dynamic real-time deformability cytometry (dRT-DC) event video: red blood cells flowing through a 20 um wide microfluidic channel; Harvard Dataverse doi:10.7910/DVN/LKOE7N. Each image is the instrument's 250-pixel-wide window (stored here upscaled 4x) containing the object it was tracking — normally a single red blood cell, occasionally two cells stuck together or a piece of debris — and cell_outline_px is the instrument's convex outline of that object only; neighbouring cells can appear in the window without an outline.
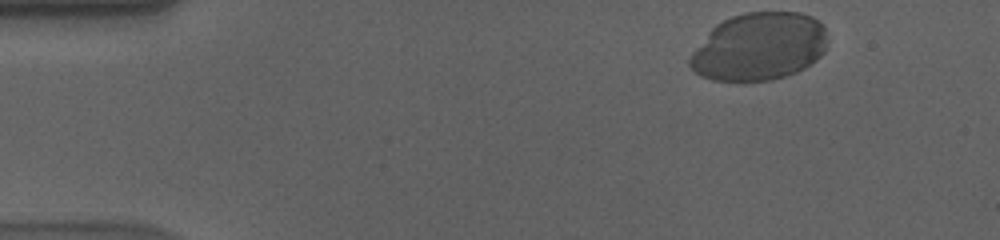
{"species": "human", "species_latin": "Homo sapiens", "temperature_condition": "cold", "stored_images_in_passage": 52, "camera_frame_rate_fps": 3000, "um_per_image_px": 0.085, "donor": {"sex": "male"}, "frame": {"image": 1, "passage_image": 1, "time_ms": 0.0, "image_size_px": [1000, 240], "cell_outline_px": [[828, 40], [824, 52], [816, 60], [804, 68], [796, 72], [772, 80], [712, 80], [700, 76], [688, 64], [688, 60], [692, 52], [708, 32], [716, 24], [732, 16], [744, 12], [800, 12], [812, 16], [824, 28]], "centroid_in_image_um": [64.52, 3.96], "position_along_channel_um": 20.5, "area_um2": 54.27}}
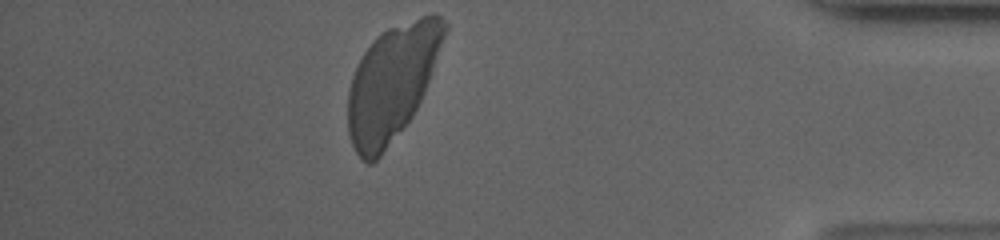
{"frame": {"image": 2, "passage_image": 45, "time_ms": 14.667, "image_size_px": [1000, 240], "cell_outline_px": [[448, 28], [424, 92], [412, 116], [380, 156], [372, 164], [368, 164], [356, 152], [348, 136], [348, 88], [352, 76], [364, 52], [376, 36], [388, 28], [420, 16], [432, 12], [436, 12], [448, 24]], "centroid_in_image_um": [33.31, 7.01], "position_along_channel_um": 401.9, "area_um2": 64.16}}